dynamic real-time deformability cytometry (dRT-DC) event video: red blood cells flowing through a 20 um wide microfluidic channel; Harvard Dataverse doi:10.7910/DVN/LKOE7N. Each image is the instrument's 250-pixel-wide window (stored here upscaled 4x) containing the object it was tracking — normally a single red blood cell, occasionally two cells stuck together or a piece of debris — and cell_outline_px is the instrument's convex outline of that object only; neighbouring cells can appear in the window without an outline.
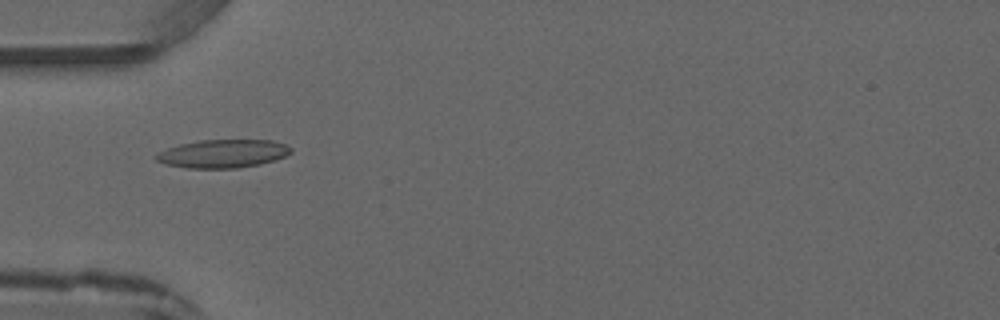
{"species": "common noctule bat (a hibernating species)", "species_latin": "Nyctalus noctula", "temperature_condition": "warm", "stored_images_in_passage": 5, "camera_frame_rate_fps": 3000, "um_per_image_px": 0.085, "animal": {"sex": "male", "forearm_length_mm": 52.5}, "frame": {"image": 1, "passage_image": 4, "time_ms": 3.667, "image_size_px": [1000, 320], "cell_outline_px": [[292, 152], [276, 160], [260, 164], [236, 168], [188, 168], [164, 164], [156, 160], [156, 156], [160, 152], [168, 148], [180, 144], [200, 140], [272, 140], [284, 144], [292, 148]], "centroid_in_image_um": [18.97, 13.06], "position_along_channel_um": 66.0, "area_um2": 22.08}}
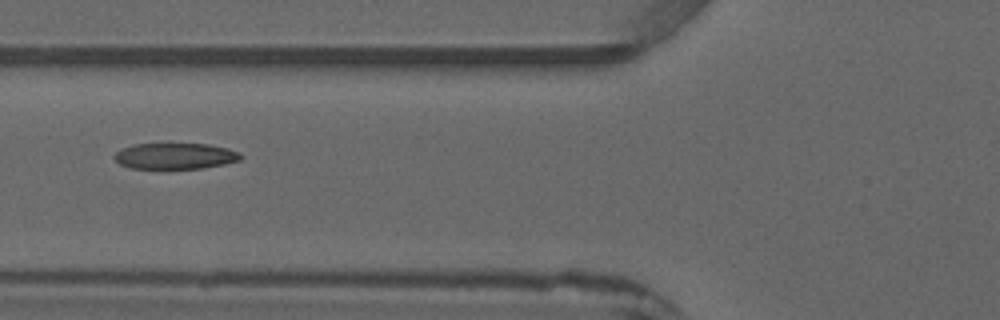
{"frame": {"image": 2, "passage_image": 5, "time_ms": 4.667, "image_size_px": [1000, 320], "cell_outline_px": [[244, 156], [240, 160], [224, 164], [204, 168], [132, 168], [120, 164], [112, 156], [120, 148], [132, 144], [208, 144], [228, 148], [240, 152]], "centroid_in_image_um": [14.9, 13.25], "position_along_channel_um": 110.9, "area_um2": 19.25}}